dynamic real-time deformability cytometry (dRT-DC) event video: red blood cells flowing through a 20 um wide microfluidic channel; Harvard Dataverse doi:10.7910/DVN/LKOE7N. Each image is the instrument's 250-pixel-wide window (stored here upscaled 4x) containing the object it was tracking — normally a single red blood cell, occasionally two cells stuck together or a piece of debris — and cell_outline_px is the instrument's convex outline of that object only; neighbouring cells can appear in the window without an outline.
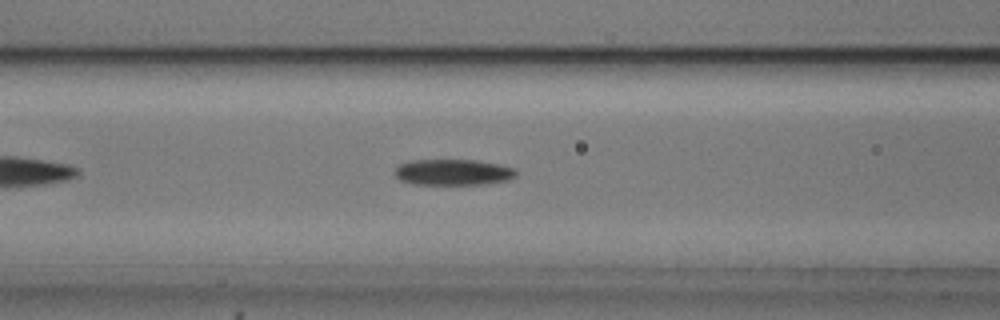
{"species": "common noctule bat (a hibernating species)", "species_latin": "Nyctalus noctula", "temperature_condition": "cold", "stored_images_in_passage": 35, "camera_frame_rate_fps": 3000, "um_per_image_px": 0.085, "animal": {"sex": "male", "body_mass_g": 20.5, "forearm_length_mm": 52.5}, "frame": {"image": 1, "passage_image": 11, "time_ms": 3.333, "image_size_px": [1000, 320], "cell_outline_px": [[516, 176], [508, 180], [484, 184], [412, 184], [400, 180], [396, 176], [396, 164], [408, 160], [476, 160], [500, 164], [516, 168]], "centroid_in_image_um": [38.51, 14.63], "position_along_channel_um": 128.1, "area_um2": 18.55}}
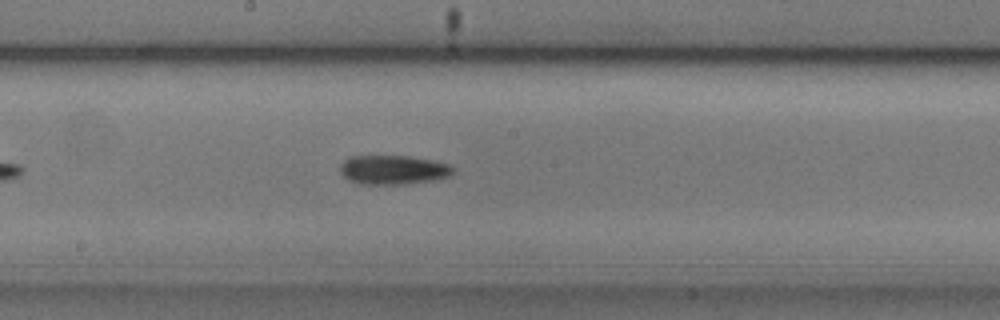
{"frame": {"image": 2, "passage_image": 18, "time_ms": 5.667, "image_size_px": [1000, 320], "cell_outline_px": [[456, 172], [448, 176], [432, 180], [404, 184], [356, 184], [348, 180], [340, 172], [340, 164], [348, 156], [408, 156], [432, 160], [448, 164], [456, 168]], "centroid_in_image_um": [33.4, 14.43], "position_along_channel_um": 214.8, "area_um2": 19.36}}
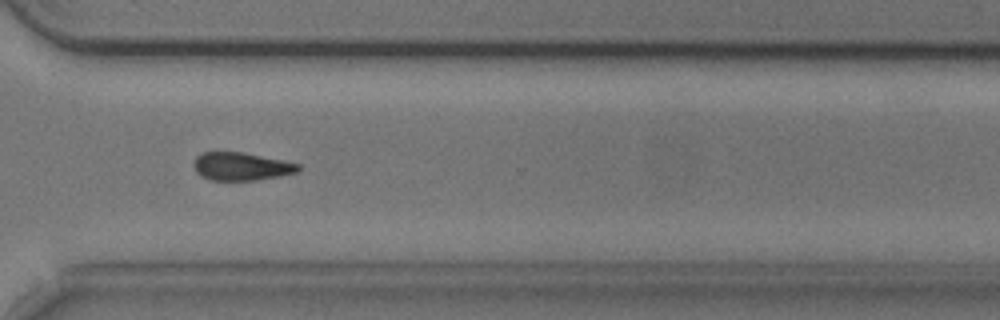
{"frame": {"image": 3, "passage_image": 29, "time_ms": 9.333, "image_size_px": [1000, 320], "cell_outline_px": [[300, 168], [296, 172], [280, 176], [256, 180], [208, 180], [200, 176], [196, 172], [192, 164], [196, 156], [200, 152], [240, 152], [284, 160], [300, 164]], "centroid_in_image_um": [20.46, 14.15], "position_along_channel_um": 350.1, "area_um2": 17.17}, "authors_computed_cell_mechanics": {"area_um2": 18.6116, "velocity_mm_per_s": 3.7061, "shape_relaxation_time_tau1_ms": 4.5912, "shape_relaxation_time_tau2_ms": null, "deformation_change_tau1": 0.1283, "deformation_change_tau2": null}}